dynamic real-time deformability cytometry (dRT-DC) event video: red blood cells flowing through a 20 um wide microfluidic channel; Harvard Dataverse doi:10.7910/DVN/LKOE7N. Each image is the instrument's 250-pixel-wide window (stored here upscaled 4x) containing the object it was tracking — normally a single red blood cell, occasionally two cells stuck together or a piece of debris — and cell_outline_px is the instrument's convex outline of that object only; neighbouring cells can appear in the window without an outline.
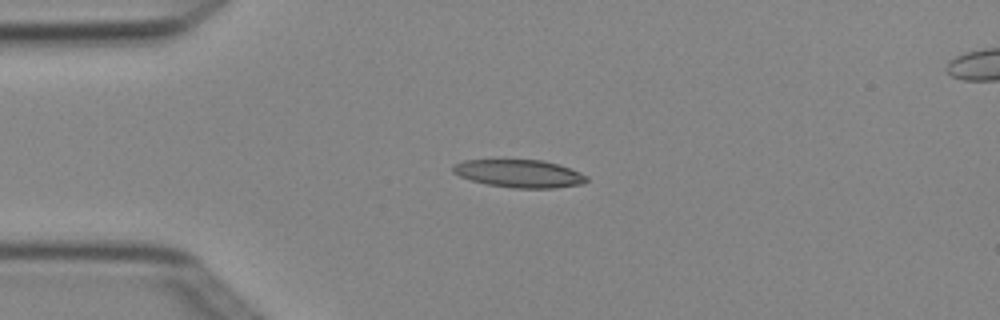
{"species": "Egyptian fruit bat (a non-hibernating species)", "species_latin": "Rousettus aegyptiacus", "temperature_condition": "cold", "stored_images_in_passage": 6, "camera_frame_rate_fps": 3000, "um_per_image_px": 0.085, "animal": {"sex": "female"}, "frame": {"image": 1, "passage_image": 3, "time_ms": 0.667, "image_size_px": [1000, 320], "cell_outline_px": [[588, 180], [584, 184], [552, 188], [512, 188], [488, 184], [472, 180], [460, 176], [452, 172], [452, 168], [456, 164], [464, 160], [544, 160], [560, 164], [580, 172], [588, 176]], "centroid_in_image_um": [44.19, 14.75], "position_along_channel_um": 40.8, "area_um2": 21.68}}
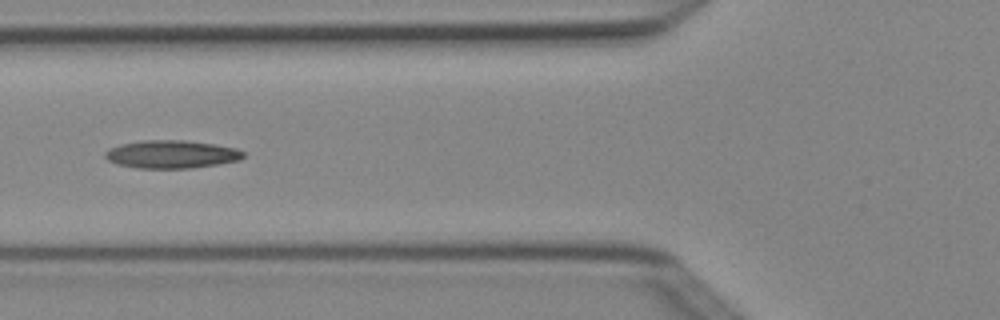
{"frame": {"image": 2, "passage_image": 5, "time_ms": 1.333, "image_size_px": [1000, 320], "cell_outline_px": [[244, 156], [240, 160], [192, 168], [140, 168], [116, 164], [108, 160], [104, 156], [104, 152], [108, 148], [120, 144], [140, 140], [184, 140], [216, 144], [236, 148], [244, 152]], "centroid_in_image_um": [14.55, 13.1], "position_along_channel_um": 111.3, "area_um2": 22.66}}
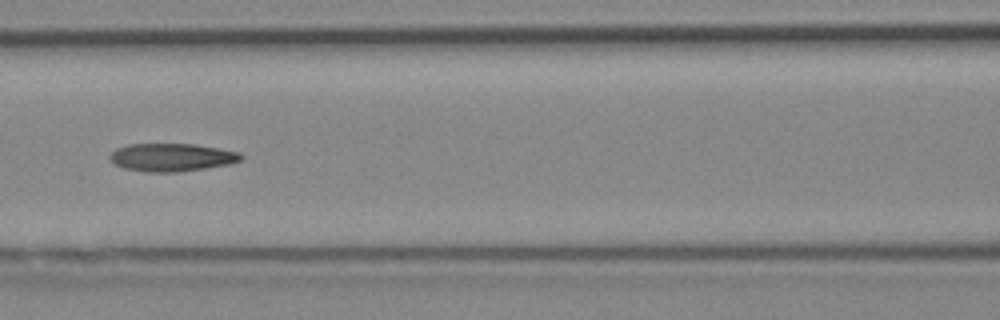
{"frame": {"image": 3, "passage_image": 6, "time_ms": 1.667, "image_size_px": [1000, 320], "cell_outline_px": [[244, 156], [240, 160], [232, 164], [176, 172], [144, 172], [124, 168], [116, 164], [108, 156], [116, 148], [128, 144], [196, 144], [220, 148], [240, 152]], "centroid_in_image_um": [14.63, 13.37], "position_along_channel_um": 152.0, "area_um2": 21.44}}